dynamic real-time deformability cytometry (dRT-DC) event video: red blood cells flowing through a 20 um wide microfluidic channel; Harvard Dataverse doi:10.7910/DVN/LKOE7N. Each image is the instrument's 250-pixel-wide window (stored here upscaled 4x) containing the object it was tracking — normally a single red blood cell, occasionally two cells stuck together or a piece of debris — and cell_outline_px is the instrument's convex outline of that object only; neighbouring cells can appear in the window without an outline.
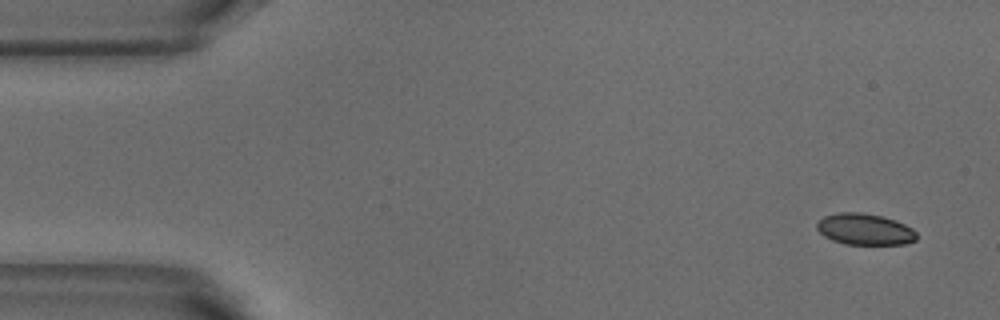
{"species": "common noctule bat (a hibernating species)", "species_latin": "Nyctalus noctula", "temperature_condition": "warm", "stored_images_in_passage": 3, "segment_of_instrument_passage": [1, 2], "camera_frame_rate_fps": 3000, "um_per_image_px": 0.085, "animal": {"sex": "male", "body_mass_g": 18.8}, "frame": {"image": 1, "passage_image": 1, "time_ms": 0.0, "image_size_px": [1000, 320], "cell_outline_px": [[916, 240], [904, 244], [844, 244], [832, 240], [824, 236], [816, 228], [816, 224], [824, 216], [840, 212], [860, 212], [884, 216], [896, 220], [912, 228], [916, 232]], "centroid_in_image_um": [73.51, 19.48], "position_along_channel_um": 11.5, "area_um2": 18.26}}
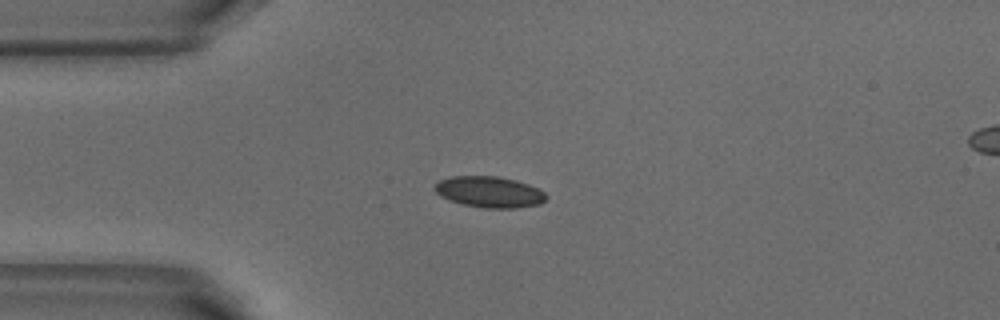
{"frame": {"image": 2, "passage_image": 2, "time_ms": 0.333, "image_size_px": [1000, 320], "cell_outline_px": [[548, 196], [540, 204], [516, 208], [484, 208], [464, 204], [448, 200], [440, 196], [432, 188], [440, 180], [452, 176], [496, 176], [516, 180], [528, 184], [544, 192]], "centroid_in_image_um": [41.58, 16.32], "position_along_channel_um": 43.4, "area_um2": 20.17}}